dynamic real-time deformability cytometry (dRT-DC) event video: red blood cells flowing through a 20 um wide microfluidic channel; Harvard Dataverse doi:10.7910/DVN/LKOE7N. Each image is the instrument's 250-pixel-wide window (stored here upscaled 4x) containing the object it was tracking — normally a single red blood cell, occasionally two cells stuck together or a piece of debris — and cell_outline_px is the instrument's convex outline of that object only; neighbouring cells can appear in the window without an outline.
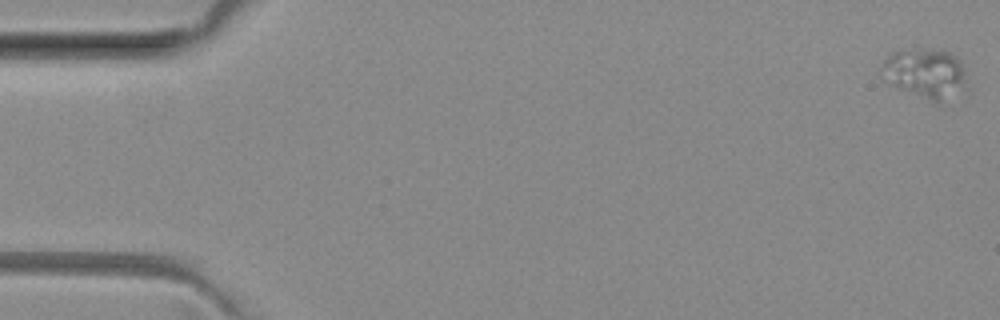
{"species": "common noctule bat (a hibernating species)", "species_latin": "Nyctalus noctula", "temperature_condition": "room temperature", "stored_images_in_passage": 9, "camera_frame_rate_fps": 3000, "um_per_image_px": 0.085, "animal": {"sex": "female", "body_mass_g": 29.2, "forearm_length_mm": 56.3}, "frame": {"image": 1, "passage_image": 1, "time_ms": 0.0, "image_size_px": [1000, 320], "cell_outline_px": [[968, 88], [936, 104], [880, 80], [880, 76], [884, 60], [888, 52], [916, 48], [924, 48], [948, 52], [956, 56], [960, 64]], "centroid_in_image_um": [78.58, 6.24], "position_along_channel_um": 6.4, "area_um2": 25.03}}